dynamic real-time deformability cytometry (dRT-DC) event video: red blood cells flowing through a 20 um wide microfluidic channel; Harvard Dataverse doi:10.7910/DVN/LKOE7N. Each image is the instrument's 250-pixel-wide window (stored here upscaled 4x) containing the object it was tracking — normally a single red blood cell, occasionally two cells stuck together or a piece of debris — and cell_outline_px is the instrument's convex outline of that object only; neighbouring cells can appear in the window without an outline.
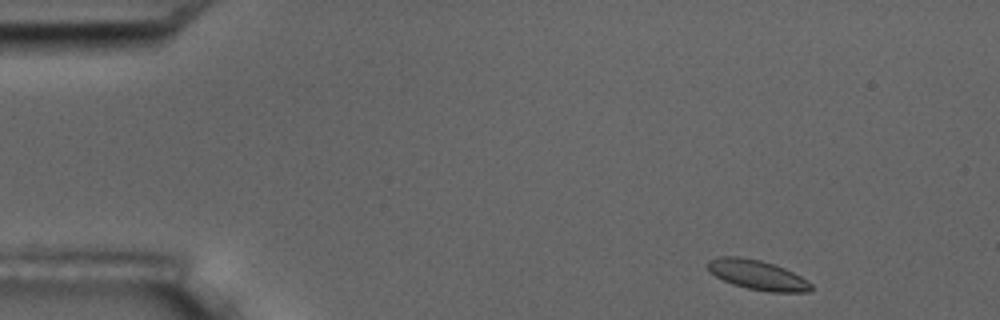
{"species": "common noctule bat (a hibernating species)", "species_latin": "Nyctalus noctula", "temperature_condition": "room temperature", "stored_images_in_passage": 5, "camera_frame_rate_fps": 3000, "um_per_image_px": 0.085, "animal": {"sex": "male", "body_mass_g": 17.5, "forearm_length_mm": 52.3}, "frame": {"image": 1, "passage_image": 1, "time_ms": 0.0, "image_size_px": [1000, 320], "cell_outline_px": [[812, 288], [808, 292], [768, 292], [748, 288], [732, 284], [708, 272], [708, 260], [720, 256], [740, 256], [760, 260], [784, 268], [808, 280], [812, 284]], "centroid_in_image_um": [64.37, 23.36], "position_along_channel_um": 20.6, "area_um2": 17.86}}
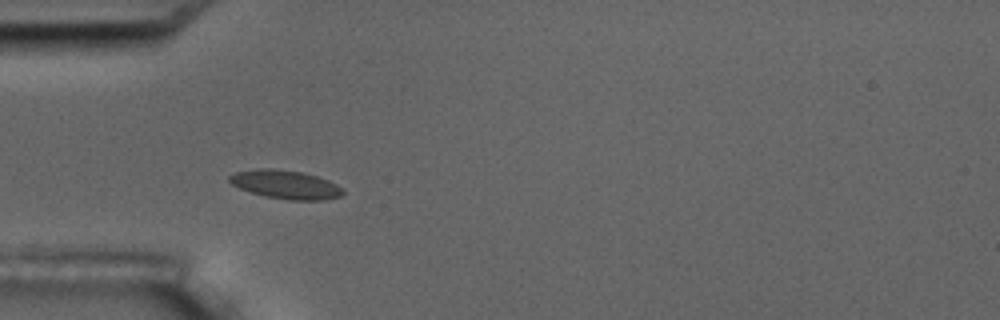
{"frame": {"image": 2, "passage_image": 4, "time_ms": 3.667, "image_size_px": [1000, 320], "cell_outline_px": [[344, 192], [340, 196], [324, 200], [288, 200], [264, 196], [240, 188], [232, 184], [228, 180], [228, 176], [236, 172], [256, 168], [268, 168], [300, 172], [316, 176], [328, 180], [344, 188]], "centroid_in_image_um": [24.28, 15.69], "position_along_channel_um": 60.7, "area_um2": 18.84}}